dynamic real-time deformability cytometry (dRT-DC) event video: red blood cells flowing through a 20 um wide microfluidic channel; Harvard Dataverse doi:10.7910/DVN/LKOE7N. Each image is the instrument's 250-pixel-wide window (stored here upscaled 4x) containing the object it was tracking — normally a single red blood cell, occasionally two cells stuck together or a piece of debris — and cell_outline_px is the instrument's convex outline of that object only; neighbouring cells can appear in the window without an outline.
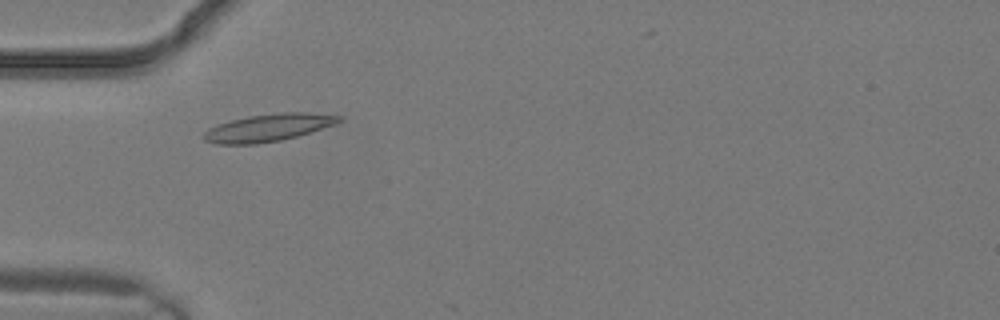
{"species": "common noctule bat (a hibernating species)", "species_latin": "Nyctalus noctula", "temperature_condition": "warm", "stored_images_in_passage": 2, "camera_frame_rate_fps": 3000, "um_per_image_px": 0.085, "animal": {"sex": "male", "body_mass_g": 19.2, "forearm_length_mm": 51.8}, "frame": {"image": 1, "passage_image": 2, "time_ms": 0.333, "image_size_px": [1000, 320], "cell_outline_px": [[344, 120], [336, 124], [296, 136], [280, 140], [256, 144], [216, 144], [204, 140], [204, 132], [208, 128], [216, 124], [248, 116], [280, 112], [308, 112], [344, 116]], "centroid_in_image_um": [22.83, 10.84], "position_along_channel_um": 62.2, "area_um2": 21.68}}